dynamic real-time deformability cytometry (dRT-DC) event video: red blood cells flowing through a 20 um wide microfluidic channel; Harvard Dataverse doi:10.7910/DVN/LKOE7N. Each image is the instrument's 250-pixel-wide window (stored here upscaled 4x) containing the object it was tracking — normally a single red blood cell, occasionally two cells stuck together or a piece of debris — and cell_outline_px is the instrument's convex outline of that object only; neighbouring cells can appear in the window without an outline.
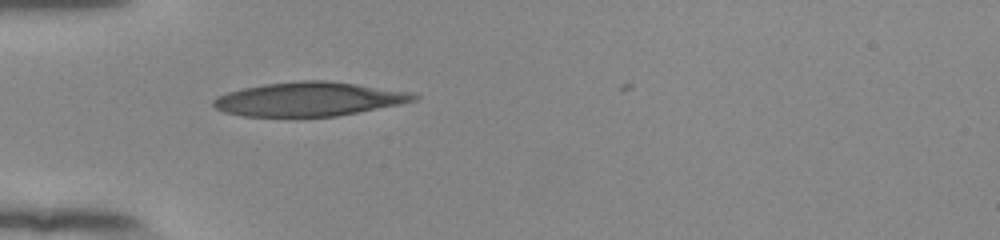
{"species": "human", "species_latin": "Homo sapiens", "temperature_condition": "room temperature", "stored_images_in_passage": 37, "camera_frame_rate_fps": 3000, "um_per_image_px": 0.085, "donor": {"sex": "female"}, "frame": {"image": 1, "passage_image": 1, "time_ms": 0.0, "image_size_px": [1000, 240], "cell_outline_px": [[420, 96], [416, 100], [400, 104], [336, 116], [244, 116], [224, 112], [216, 108], [212, 104], [212, 100], [228, 92], [244, 88], [264, 84], [300, 80], [324, 80], [356, 84], [412, 92]], "centroid_in_image_um": [26.27, 8.42], "position_along_channel_um": 58.7, "area_um2": 39.36}}
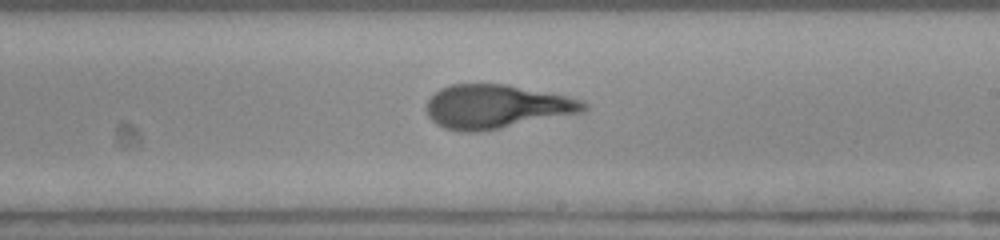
{"frame": {"image": 2, "passage_image": 16, "time_ms": 5.0, "image_size_px": [1000, 240], "cell_outline_px": [[588, 108], [580, 112], [500, 128], [476, 132], [460, 132], [444, 128], [436, 124], [428, 116], [424, 108], [428, 100], [440, 88], [452, 84], [508, 84], [568, 96], [584, 100], [588, 104]], "centroid_in_image_um": [42.16, 9.05], "position_along_channel_um": 246.8, "area_um2": 40.11}}
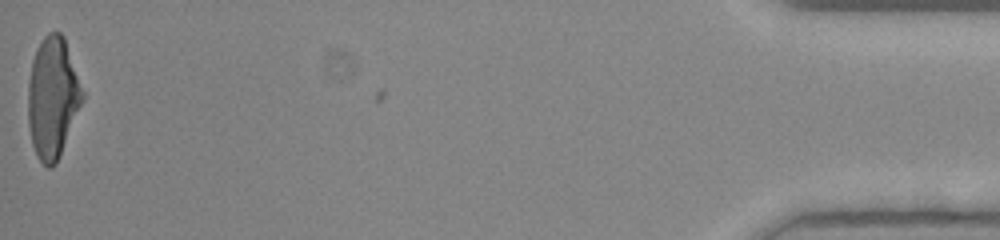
{"frame": {"image": 3, "passage_image": 37, "time_ms": 12.0, "image_size_px": [1000, 240], "cell_outline_px": [[84, 100], [60, 156], [56, 164], [52, 168], [48, 168], [36, 156], [32, 144], [28, 124], [28, 84], [32, 60], [36, 48], [44, 36], [48, 32], [60, 32], [64, 36], [84, 92]], "centroid_in_image_um": [4.48, 8.31], "position_along_channel_um": 430.7, "area_um2": 38.67}, "authors_computed_cell_mechanics": {"area_um2": 39.9398, "velocity_mm_per_s": 3.8957, "shape_relaxation_time_tau1_ms": 5.1448, "shape_relaxation_time_tau2_ms": 0.9265, "deformation_change_tau1": 0.2352, "deformation_change_tau2": 0.0959}}